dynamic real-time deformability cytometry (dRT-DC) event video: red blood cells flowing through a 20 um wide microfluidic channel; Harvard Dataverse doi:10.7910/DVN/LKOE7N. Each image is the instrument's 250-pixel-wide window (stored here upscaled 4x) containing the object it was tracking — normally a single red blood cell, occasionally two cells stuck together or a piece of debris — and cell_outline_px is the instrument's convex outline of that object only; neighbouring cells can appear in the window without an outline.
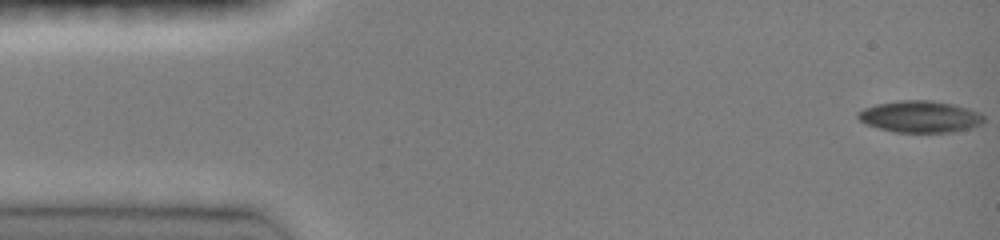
{"species": "common noctule bat (a hibernating species)", "species_latin": "Nyctalus noctula", "temperature_condition": "room temperature", "stored_images_in_passage": 42, "camera_frame_rate_fps": 3000, "um_per_image_px": 0.085, "animal": {"sex": "female", "body_mass_g": 19.0, "forearm_length_mm": 51.5}, "frame": {"image": 1, "passage_image": 1, "time_ms": 0.0, "image_size_px": [1000, 240], "cell_outline_px": [[984, 120], [980, 124], [968, 128], [952, 132], [896, 132], [864, 124], [856, 116], [856, 112], [864, 108], [876, 104], [900, 100], [928, 100], [952, 104], [968, 108], [980, 112], [984, 116]], "centroid_in_image_um": [78.17, 9.91], "position_along_channel_um": 6.8, "area_um2": 23.18}}
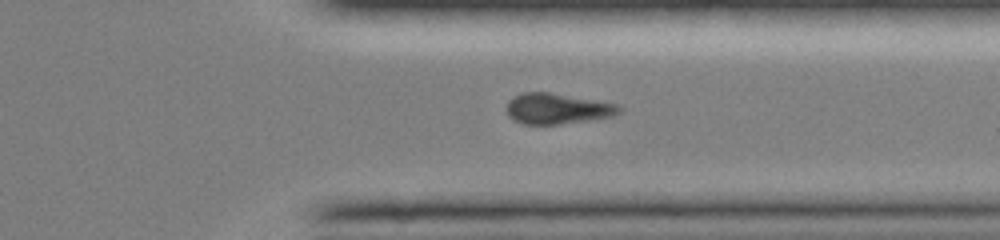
{"frame": {"image": 2, "passage_image": 36, "time_ms": 11.667, "image_size_px": [1000, 240], "cell_outline_px": [[624, 108], [620, 112], [612, 116], [588, 120], [556, 124], [524, 124], [508, 116], [508, 100], [512, 96], [524, 92], [548, 92], [620, 104]], "centroid_in_image_um": [47.4, 9.22], "position_along_channel_um": 364.0, "area_um2": 20.0}}
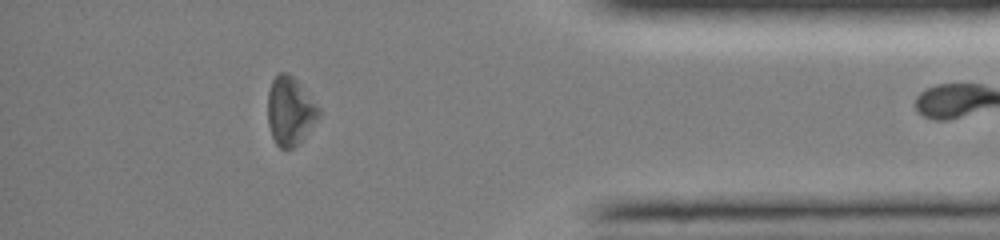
{"frame": {"image": 3, "passage_image": 41, "time_ms": 13.333, "image_size_px": [1000, 240], "cell_outline_px": [[320, 116], [300, 140], [292, 148], [280, 148], [276, 144], [272, 136], [268, 124], [268, 92], [272, 80], [280, 72], [288, 72], [296, 80], [320, 108]], "centroid_in_image_um": [24.64, 9.42], "position_along_channel_um": 410.6, "area_um2": 19.94}}